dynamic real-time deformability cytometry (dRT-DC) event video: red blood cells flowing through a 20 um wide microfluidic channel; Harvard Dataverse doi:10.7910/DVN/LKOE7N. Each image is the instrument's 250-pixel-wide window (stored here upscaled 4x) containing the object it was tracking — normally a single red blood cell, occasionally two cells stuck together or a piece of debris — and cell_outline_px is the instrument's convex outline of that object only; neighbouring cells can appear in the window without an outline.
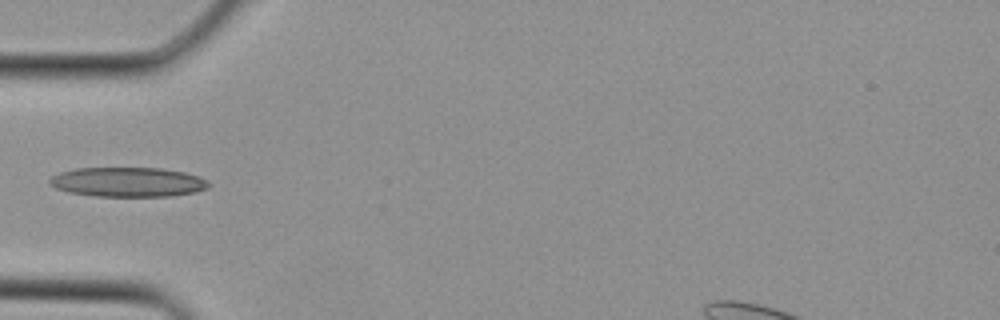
{"species": "Egyptian fruit bat (a non-hibernating species)", "species_latin": "Rousettus aegyptiacus", "temperature_condition": "cold", "stored_images_in_passage": 3, "camera_frame_rate_fps": 3000, "um_per_image_px": 0.085, "animal": {"sex": "female"}, "frame": {"image": 1, "passage_image": 3, "time_ms": 0.667, "image_size_px": [1000, 320], "cell_outline_px": [[212, 184], [208, 188], [196, 192], [172, 196], [96, 196], [68, 192], [56, 188], [48, 184], [48, 180], [52, 176], [60, 172], [76, 168], [160, 168], [184, 172], [200, 176], [208, 180]], "centroid_in_image_um": [10.9, 15.47], "position_along_channel_um": 74.1, "area_um2": 27.63}}